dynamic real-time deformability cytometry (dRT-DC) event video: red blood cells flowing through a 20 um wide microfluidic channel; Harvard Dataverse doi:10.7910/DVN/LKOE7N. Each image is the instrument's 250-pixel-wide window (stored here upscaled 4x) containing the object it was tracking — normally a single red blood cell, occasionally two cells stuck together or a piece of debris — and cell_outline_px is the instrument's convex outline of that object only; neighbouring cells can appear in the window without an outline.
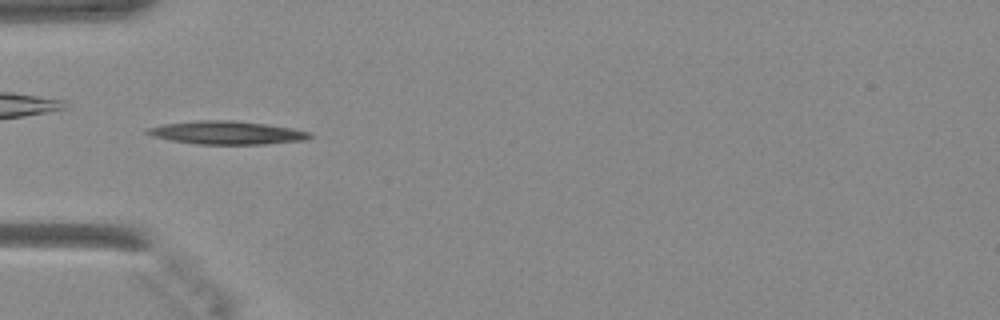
{"species": "Egyptian fruit bat (a non-hibernating species)", "species_latin": "Rousettus aegyptiacus", "temperature_condition": "warm", "stored_images_in_passage": 50, "camera_frame_rate_fps": 3000, "um_per_image_px": 0.085, "animal": {"sex": "female"}, "frame": {"image": 1, "passage_image": 17, "time_ms": 5.333, "image_size_px": [1000, 320], "cell_outline_px": [[312, 136], [304, 140], [268, 144], [196, 144], [172, 140], [152, 136], [144, 132], [148, 128], [164, 124], [200, 120], [232, 120], [268, 124], [292, 128], [308, 132]], "centroid_in_image_um": [19.28, 11.28], "position_along_channel_um": 65.7, "area_um2": 21.85}}
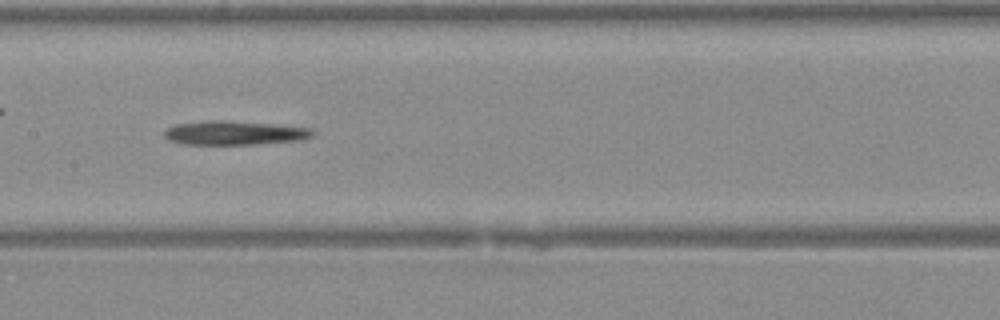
{"frame": {"image": 2, "passage_image": 26, "time_ms": 8.333, "image_size_px": [1000, 320], "cell_outline_px": [[312, 136], [300, 140], [256, 144], [184, 144], [168, 140], [164, 136], [164, 132], [168, 128], [176, 124], [204, 120], [220, 120], [268, 124], [312, 128]], "centroid_in_image_um": [19.87, 11.3], "position_along_channel_um": 187.5, "area_um2": 20.46}}
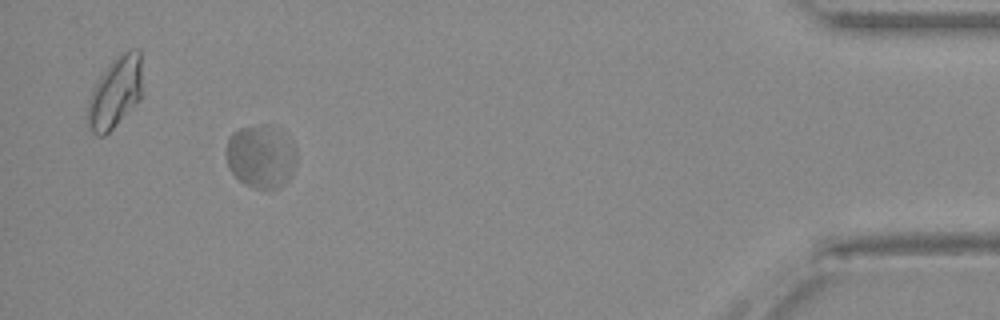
{"frame": {"image": 3, "passage_image": 47, "time_ms": 15.333, "image_size_px": [1000, 320], "cell_outline_px": [[296, 168], [288, 180], [280, 188], [252, 188], [244, 184], [228, 168], [224, 152], [228, 140], [232, 132], [240, 128], [264, 124], [280, 128], [288, 136], [296, 148]], "centroid_in_image_um": [22.19, 13.28], "position_along_channel_um": 413.0, "area_um2": 26.53}}